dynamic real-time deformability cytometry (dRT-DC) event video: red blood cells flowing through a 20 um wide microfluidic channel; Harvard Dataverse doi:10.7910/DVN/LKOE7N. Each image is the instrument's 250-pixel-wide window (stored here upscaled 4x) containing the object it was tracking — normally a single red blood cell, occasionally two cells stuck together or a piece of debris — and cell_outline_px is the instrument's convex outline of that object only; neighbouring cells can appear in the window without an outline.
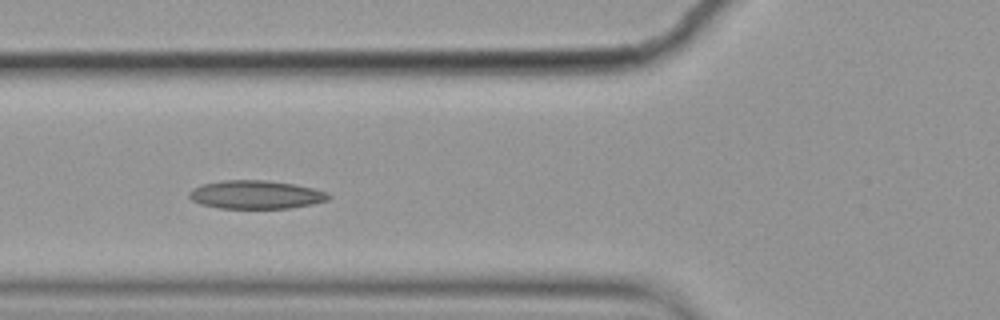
{"species": "common noctule bat (a hibernating species)", "species_latin": "Nyctalus noctula", "temperature_condition": "cold", "stored_images_in_passage": 7, "camera_frame_rate_fps": 3000, "um_per_image_px": 0.085, "animal": {"sex": "female", "body_mass_g": 19.9}, "frame": {"image": 1, "passage_image": 6, "time_ms": 1.667, "image_size_px": [1000, 320], "cell_outline_px": [[332, 196], [328, 200], [312, 204], [288, 208], [220, 208], [200, 204], [192, 200], [188, 196], [188, 192], [192, 188], [200, 184], [224, 180], [264, 180], [292, 184], [312, 188], [328, 192]], "centroid_in_image_um": [21.72, 16.54], "position_along_channel_um": 104.1, "area_um2": 23.06}}
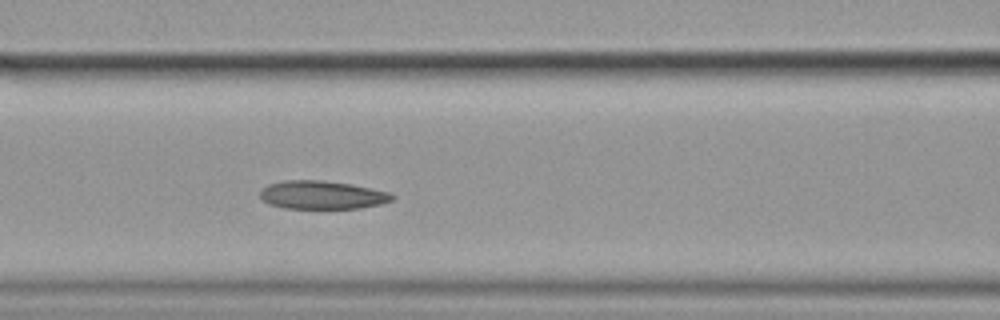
{"frame": {"image": 2, "passage_image": 7, "time_ms": 2.0, "image_size_px": [1000, 320], "cell_outline_px": [[396, 196], [392, 200], [380, 204], [360, 208], [284, 208], [268, 204], [260, 200], [260, 188], [268, 184], [284, 180], [324, 180], [352, 184], [392, 192]], "centroid_in_image_um": [27.36, 16.56], "position_along_channel_um": 139.2, "area_um2": 22.14}}